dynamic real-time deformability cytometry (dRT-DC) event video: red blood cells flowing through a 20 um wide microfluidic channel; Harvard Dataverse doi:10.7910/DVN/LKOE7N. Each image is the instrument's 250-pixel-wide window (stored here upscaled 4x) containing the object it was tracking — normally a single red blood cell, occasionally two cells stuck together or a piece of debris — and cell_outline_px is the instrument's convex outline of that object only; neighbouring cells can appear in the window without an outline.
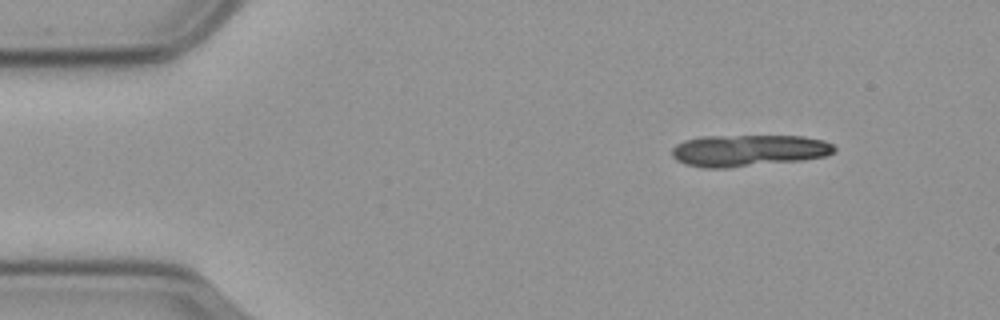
{"species": "common noctule bat (a hibernating species)", "species_latin": "Nyctalus noctula", "temperature_condition": "cold", "stored_images_in_passage": 10, "camera_frame_rate_fps": 3000, "um_per_image_px": 0.085, "animal": {"sex": "male", "body_mass_g": 23.1, "forearm_length_mm": 52.7}, "frame": {"image": 1, "passage_image": 1, "time_ms": 0.0, "image_size_px": [1000, 320], "cell_outline_px": [[836, 152], [824, 156], [804, 160], [728, 168], [704, 168], [684, 164], [676, 160], [672, 156], [672, 148], [676, 144], [684, 140], [704, 136], [804, 136], [824, 140], [832, 144], [836, 148]], "centroid_in_image_um": [63.62, 12.8], "position_along_channel_um": 21.4, "area_um2": 30.29}}